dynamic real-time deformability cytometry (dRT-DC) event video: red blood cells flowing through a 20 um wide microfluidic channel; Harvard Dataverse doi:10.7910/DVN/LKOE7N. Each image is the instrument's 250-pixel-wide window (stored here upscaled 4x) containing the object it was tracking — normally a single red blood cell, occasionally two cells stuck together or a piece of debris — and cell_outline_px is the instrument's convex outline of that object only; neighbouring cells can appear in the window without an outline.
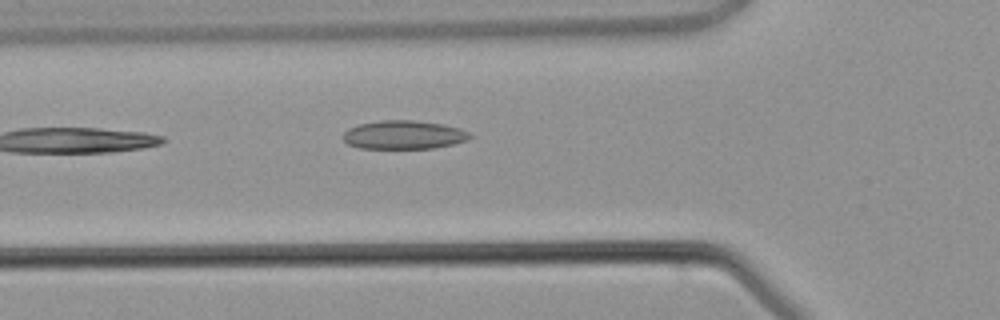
{"species": "common noctule bat (a hibernating species)", "species_latin": "Nyctalus noctula", "temperature_condition": "warm", "stored_images_in_passage": 4, "camera_frame_rate_fps": 3000, "um_per_image_px": 0.085, "animal": {"sex": "male", "body_mass_g": 21.5, "forearm_length_mm": 52.0}, "frame": {"image": 1, "passage_image": 4, "time_ms": 3.333, "image_size_px": [1000, 320], "cell_outline_px": [[472, 136], [468, 140], [452, 144], [432, 148], [360, 148], [348, 144], [344, 140], [344, 132], [348, 128], [356, 124], [380, 120], [416, 120], [444, 124], [460, 128], [468, 132]], "centroid_in_image_um": [34.31, 11.44], "position_along_channel_um": 91.5, "area_um2": 21.21}}